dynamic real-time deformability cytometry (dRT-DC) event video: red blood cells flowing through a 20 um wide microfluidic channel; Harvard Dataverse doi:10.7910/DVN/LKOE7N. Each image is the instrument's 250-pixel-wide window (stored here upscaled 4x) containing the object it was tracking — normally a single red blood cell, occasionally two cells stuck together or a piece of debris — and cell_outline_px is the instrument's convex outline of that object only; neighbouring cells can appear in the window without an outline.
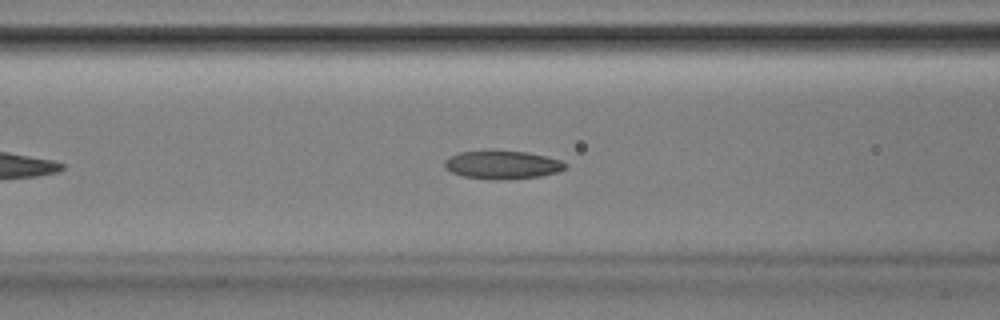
{"species": "Egyptian fruit bat (a non-hibernating species)", "species_latin": "Rousettus aegyptiacus", "temperature_condition": "room temperature", "stored_images_in_passage": 42, "camera_frame_rate_fps": 3000, "um_per_image_px": 0.085, "animal": {"sex": "male"}, "frame": {"image": 1, "passage_image": 11, "time_ms": 3.333, "image_size_px": [1000, 320], "cell_outline_px": [[568, 164], [560, 172], [540, 176], [500, 180], [464, 176], [452, 172], [444, 168], [444, 160], [448, 156], [460, 152], [488, 148], [492, 148], [528, 152], [548, 156], [560, 160]], "centroid_in_image_um": [42.68, 13.96], "position_along_channel_um": 123.9, "area_um2": 20.63}}
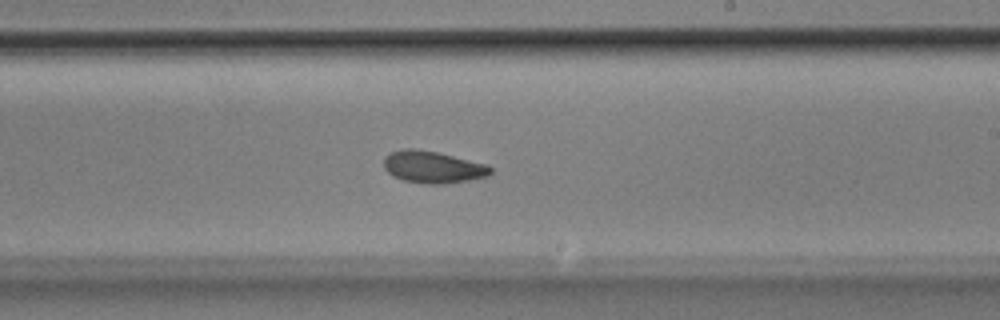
{"frame": {"image": 2, "passage_image": 21, "time_ms": 6.667, "image_size_px": [1000, 320], "cell_outline_px": [[492, 172], [488, 176], [468, 180], [444, 184], [428, 184], [404, 180], [392, 176], [384, 168], [384, 156], [392, 152], [404, 148], [416, 148], [436, 152], [488, 164], [492, 168]], "centroid_in_image_um": [36.79, 14.2], "position_along_channel_um": 252.2, "area_um2": 19.94}}
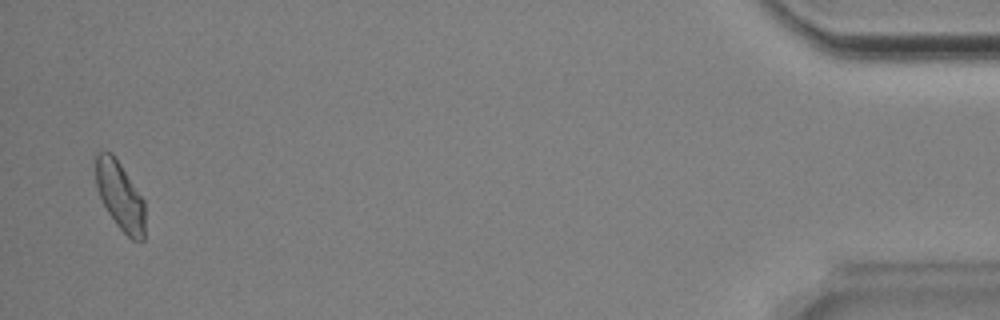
{"frame": {"image": 3, "passage_image": 41, "time_ms": 13.333, "image_size_px": [1000, 320], "cell_outline_px": [[144, 240], [132, 240], [116, 224], [108, 212], [100, 196], [96, 184], [92, 156], [100, 152], [112, 152], [144, 200]], "centroid_in_image_um": [10.16, 16.59], "position_along_channel_um": 425.0, "area_um2": 19.65}, "authors_computed_cell_mechanics": {"area_um2": 19.7098, "velocity_mm_per_s": 3.8541, "shape_relaxation_time_tau1_ms": 3.2624, "shape_relaxation_time_tau2_ms": 3.6944, "deformation_change_tau1": 0.102, "deformation_change_tau2": 0.0927}}